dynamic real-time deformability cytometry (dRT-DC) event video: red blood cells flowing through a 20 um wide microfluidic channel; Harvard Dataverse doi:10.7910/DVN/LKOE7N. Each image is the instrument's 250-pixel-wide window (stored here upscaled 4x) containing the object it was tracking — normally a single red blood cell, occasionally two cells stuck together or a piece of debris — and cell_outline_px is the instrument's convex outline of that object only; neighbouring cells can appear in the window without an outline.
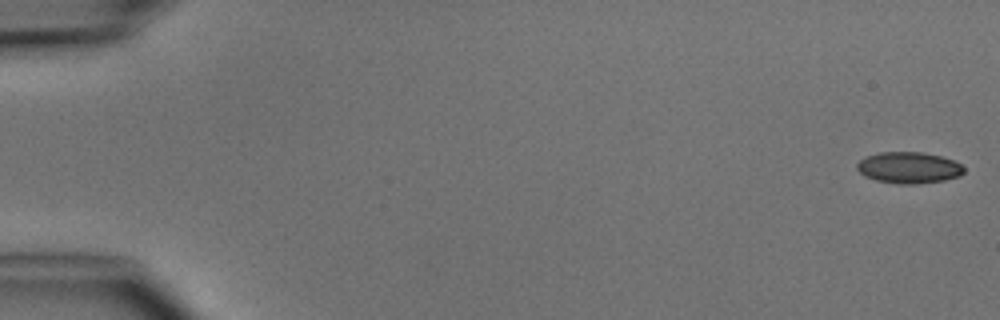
{"species": "common noctule bat (a hibernating species)", "species_latin": "Nyctalus noctula", "temperature_condition": "cold", "stored_images_in_passage": 7, "camera_frame_rate_fps": 3000, "um_per_image_px": 0.085, "animal": {"sex": "male", "body_mass_g": 15.6}, "frame": {"image": 1, "passage_image": 1, "time_ms": 0.0, "image_size_px": [1000, 320], "cell_outline_px": [[964, 172], [960, 176], [944, 180], [916, 184], [900, 184], [876, 180], [864, 176], [856, 168], [856, 164], [864, 156], [880, 152], [920, 152], [940, 156], [952, 160], [960, 164], [964, 168]], "centroid_in_image_um": [77.22, 14.25], "position_along_channel_um": 7.8, "area_um2": 19.54}}
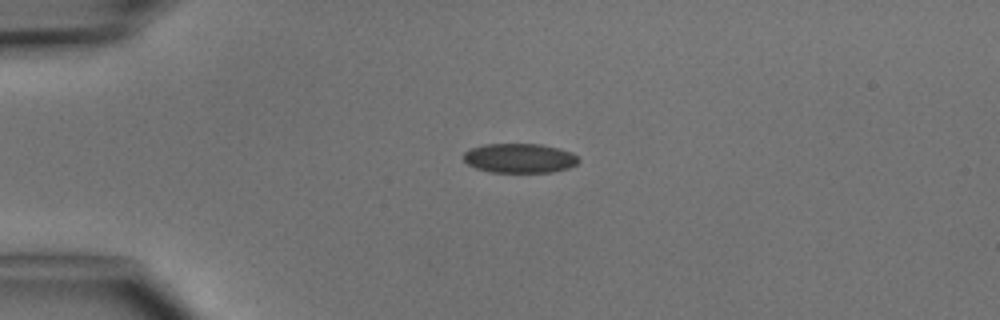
{"frame": {"image": 2, "passage_image": 4, "time_ms": 3.667, "image_size_px": [1000, 320], "cell_outline_px": [[580, 160], [576, 164], [568, 168], [552, 172], [488, 172], [476, 168], [468, 164], [464, 160], [464, 152], [472, 148], [484, 144], [540, 144], [560, 148], [572, 152]], "centroid_in_image_um": [44.18, 13.44], "position_along_channel_um": 40.8, "area_um2": 19.77}}
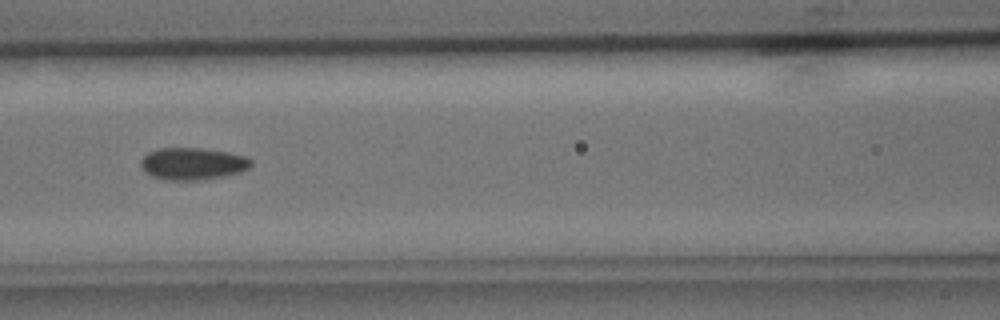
{"frame": {"image": 3, "passage_image": 7, "time_ms": 7.0, "image_size_px": [1000, 320], "cell_outline_px": [[252, 168], [240, 172], [224, 176], [204, 180], [164, 180], [152, 176], [144, 172], [140, 164], [140, 160], [148, 152], [156, 148], [200, 148], [228, 152], [244, 156], [252, 160]], "centroid_in_image_um": [16.37, 13.92], "position_along_channel_um": 150.2, "area_um2": 20.92}}